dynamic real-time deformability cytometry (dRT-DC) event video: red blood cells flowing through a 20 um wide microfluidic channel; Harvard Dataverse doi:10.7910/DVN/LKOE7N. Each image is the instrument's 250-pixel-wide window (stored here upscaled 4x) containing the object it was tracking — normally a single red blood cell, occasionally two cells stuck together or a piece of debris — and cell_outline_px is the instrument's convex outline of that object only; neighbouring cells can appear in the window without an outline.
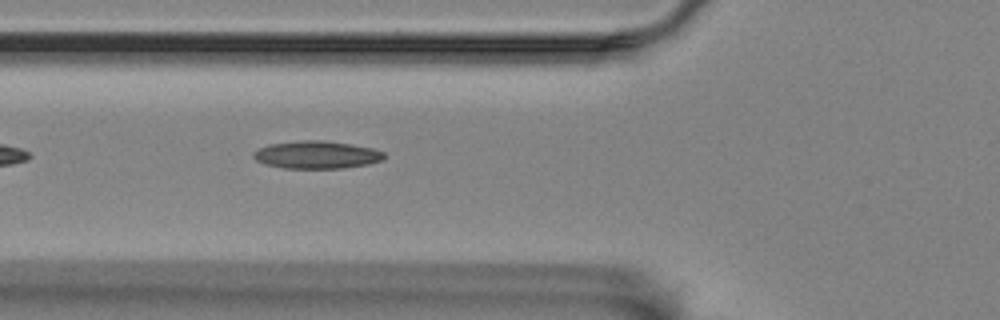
{"species": "Egyptian fruit bat (a non-hibernating species)", "species_latin": "Rousettus aegyptiacus", "temperature_condition": "room temperature", "stored_images_in_passage": 6, "camera_frame_rate_fps": 3000, "um_per_image_px": 0.085, "animal": {"sex": "female"}, "frame": {"image": 1, "passage_image": 6, "time_ms": 6.333, "image_size_px": [1000, 320], "cell_outline_px": [[384, 160], [368, 164], [340, 168], [284, 168], [264, 164], [256, 160], [252, 156], [252, 152], [260, 148], [272, 144], [300, 140], [324, 140], [372, 148], [384, 152]], "centroid_in_image_um": [26.9, 13.16], "position_along_channel_um": 98.9, "area_um2": 20.92}}